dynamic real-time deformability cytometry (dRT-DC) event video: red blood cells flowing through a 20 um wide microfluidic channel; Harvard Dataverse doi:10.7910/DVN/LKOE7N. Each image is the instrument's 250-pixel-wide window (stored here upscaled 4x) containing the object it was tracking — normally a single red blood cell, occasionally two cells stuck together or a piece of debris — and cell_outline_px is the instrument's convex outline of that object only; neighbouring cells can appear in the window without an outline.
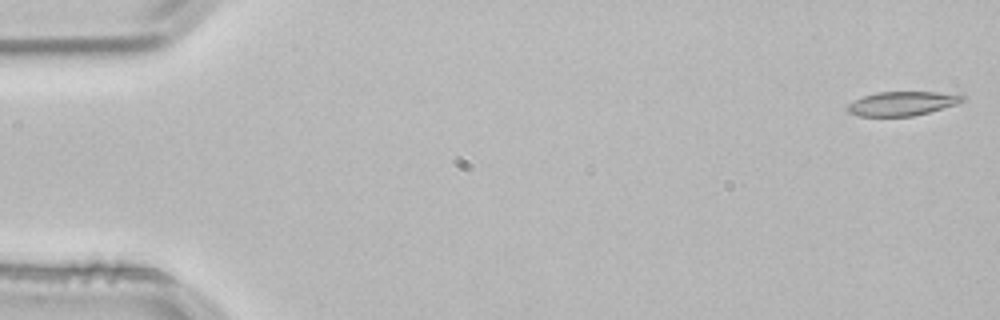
{"species": "common noctule bat (a hibernating species)", "species_latin": "Nyctalus noctula", "temperature_condition": "room temperature", "stored_images_in_passage": 53, "camera_frame_rate_fps": 3000, "um_per_image_px": 0.085, "animal": {"sex": "male", "body_mass_g": 21.5, "forearm_length_mm": 52.0}, "frame": {"image": 1, "passage_image": 1, "time_ms": 0.0, "image_size_px": [1000, 320], "cell_outline_px": [[964, 100], [956, 104], [928, 112], [912, 116], [860, 116], [848, 112], [844, 108], [848, 104], [864, 96], [876, 92], [936, 92], [964, 96]], "centroid_in_image_um": [76.62, 8.8], "position_along_channel_um": 8.4, "area_um2": 15.9}}
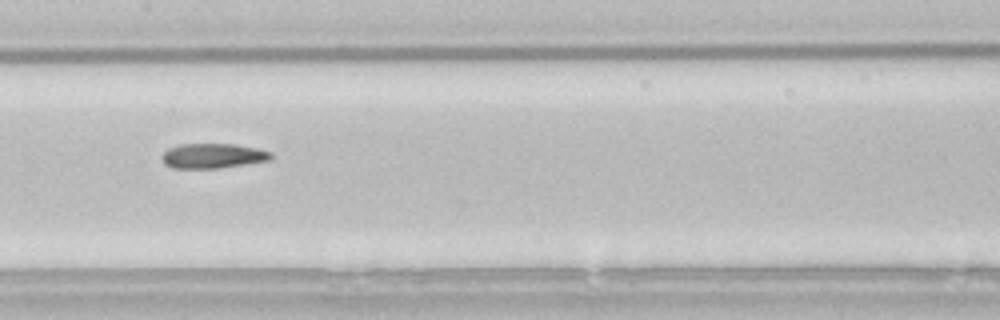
{"frame": {"image": 2, "passage_image": 26, "time_ms": 8.333, "image_size_px": [1000, 320], "cell_outline_px": [[272, 156], [268, 160], [220, 168], [172, 168], [164, 164], [160, 156], [168, 148], [180, 144], [236, 144], [260, 148], [272, 152]], "centroid_in_image_um": [18.07, 13.24], "position_along_channel_um": 189.3, "area_um2": 15.9}}
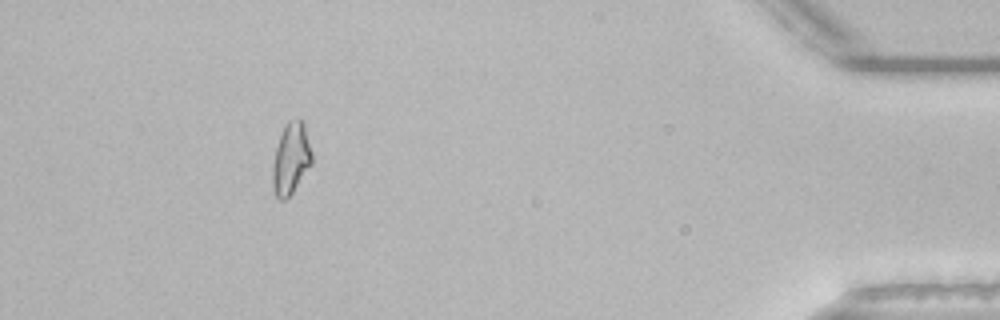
{"frame": {"image": 3, "passage_image": 48, "time_ms": 15.667, "image_size_px": [1000, 320], "cell_outline_px": [[312, 164], [292, 192], [284, 200], [280, 200], [276, 196], [272, 184], [272, 164], [276, 148], [280, 136], [288, 120], [300, 120], [304, 124], [312, 152]], "centroid_in_image_um": [24.73, 13.5], "position_along_channel_um": 410.5, "area_um2": 16.13}, "authors_computed_cell_mechanics": {"area_um2": 16.1262, "velocity_mm_per_s": 3.8491, "shape_relaxation_time_tau1_ms": 7.3515, "shape_relaxation_time_tau2_ms": 3.8677, "deformation_change_tau1": 0.1832, "deformation_change_tau2": 0.1157}}